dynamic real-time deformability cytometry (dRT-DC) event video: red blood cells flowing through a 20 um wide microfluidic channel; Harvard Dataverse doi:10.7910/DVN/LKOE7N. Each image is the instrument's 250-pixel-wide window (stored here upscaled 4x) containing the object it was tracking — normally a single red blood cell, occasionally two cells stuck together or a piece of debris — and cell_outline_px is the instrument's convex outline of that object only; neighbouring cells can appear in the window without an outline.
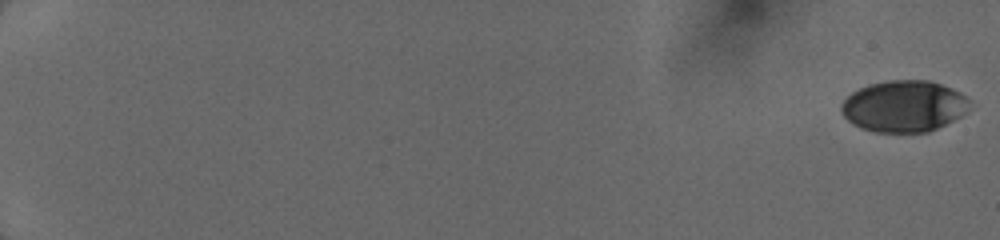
{"species": "human", "species_latin": "Homo sapiens", "temperature_condition": "cold", "stored_images_in_passage": 27, "camera_frame_rate_fps": 3000, "um_per_image_px": 0.085, "donor": {"sex": "female"}, "frame": {"image": 1, "passage_image": 1, "time_ms": 0.0, "image_size_px": [1000, 240], "cell_outline_px": [[968, 100], [960, 116], [928, 132], [872, 132], [860, 128], [852, 124], [844, 116], [840, 108], [840, 104], [852, 92], [868, 84], [888, 80], [928, 80], [952, 88], [960, 92]], "centroid_in_image_um": [76.75, 9.02], "position_along_channel_um": 8.3, "area_um2": 38.09}}
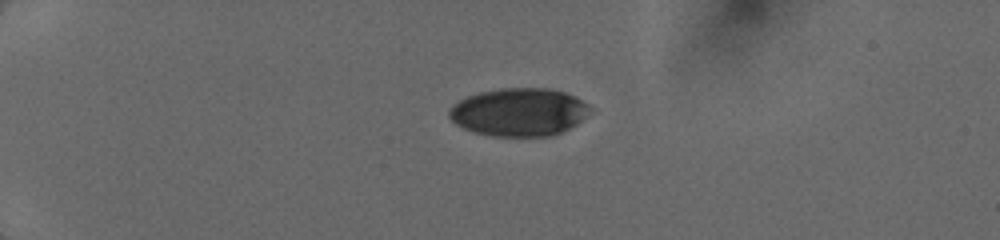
{"frame": {"image": 2, "passage_image": 23, "time_ms": 4.667, "image_size_px": [1000, 240], "cell_outline_px": [[592, 112], [588, 116], [576, 124], [552, 136], [492, 136], [472, 132], [456, 124], [448, 116], [448, 112], [452, 104], [468, 96], [480, 92], [500, 88], [548, 88], [564, 92], [576, 96], [588, 104]], "centroid_in_image_um": [44.12, 9.52], "position_along_channel_um": 40.9, "area_um2": 39.59}}